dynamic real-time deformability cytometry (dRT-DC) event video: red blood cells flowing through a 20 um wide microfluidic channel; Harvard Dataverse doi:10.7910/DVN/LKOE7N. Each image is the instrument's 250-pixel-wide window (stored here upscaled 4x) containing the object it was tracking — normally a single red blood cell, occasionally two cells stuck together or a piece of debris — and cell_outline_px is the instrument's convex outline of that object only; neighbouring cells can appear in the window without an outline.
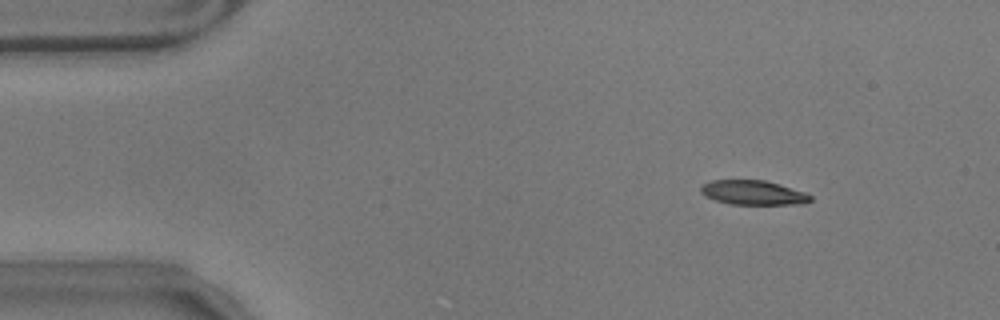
{"species": "common noctule bat (a hibernating species)", "species_latin": "Nyctalus noctula", "temperature_condition": "warm", "stored_images_in_passage": 26, "camera_frame_rate_fps": 3000, "um_per_image_px": 0.085, "animal": {"sex": "male", "body_mass_g": 17.9}, "frame": {"image": 1, "passage_image": 1, "time_ms": 0.0, "image_size_px": [1000, 320], "cell_outline_px": [[812, 200], [804, 204], [732, 204], [716, 200], [700, 192], [700, 188], [704, 184], [712, 180], [764, 180], [804, 192], [812, 196]], "centroid_in_image_um": [64.04, 16.37], "position_along_channel_um": 21.0, "area_um2": 15.32}}
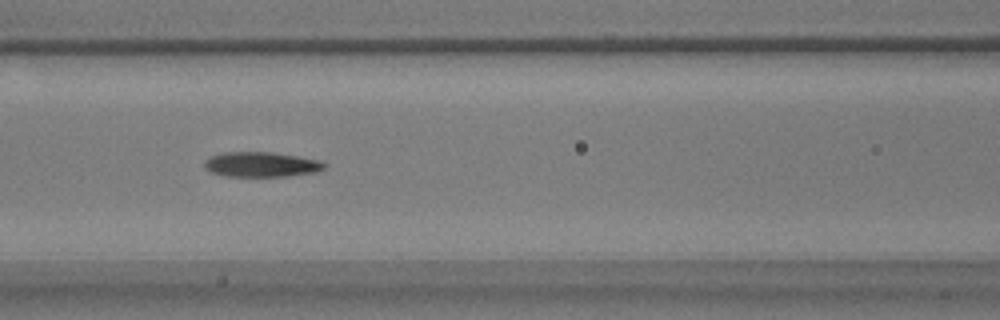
{"frame": {"image": 2, "passage_image": 18, "time_ms": 5.667, "image_size_px": [1000, 320], "cell_outline_px": [[328, 164], [324, 168], [316, 172], [288, 176], [224, 176], [212, 172], [204, 168], [204, 160], [212, 156], [224, 152], [272, 152], [320, 160]], "centroid_in_image_um": [22.21, 13.98], "position_along_channel_um": 144.4, "area_um2": 17.46}}
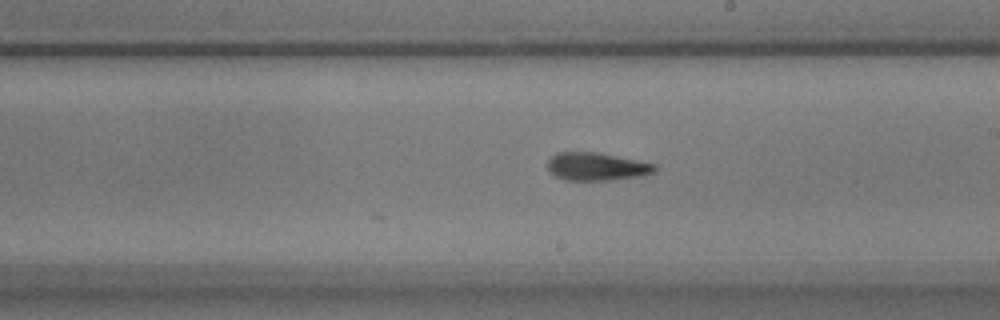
{"frame": {"image": 3, "passage_image": 26, "time_ms": 8.333, "image_size_px": [1000, 320], "cell_outline_px": [[656, 172], [644, 176], [612, 180], [564, 180], [556, 176], [548, 168], [548, 160], [556, 152], [596, 152], [656, 164]], "centroid_in_image_um": [50.74, 14.16], "position_along_channel_um": 238.3, "area_um2": 17.46}}